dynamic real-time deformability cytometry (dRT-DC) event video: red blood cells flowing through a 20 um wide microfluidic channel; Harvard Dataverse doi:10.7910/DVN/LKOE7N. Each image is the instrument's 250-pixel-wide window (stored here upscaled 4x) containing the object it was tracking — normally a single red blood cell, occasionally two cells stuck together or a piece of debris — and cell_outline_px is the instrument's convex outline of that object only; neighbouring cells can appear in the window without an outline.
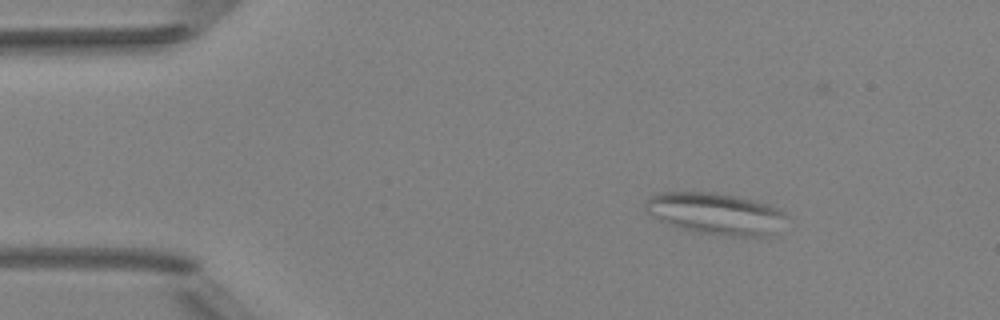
{"species": "Egyptian fruit bat (a non-hibernating species)", "species_latin": "Rousettus aegyptiacus", "temperature_condition": "room temperature", "stored_images_in_passage": 2, "camera_frame_rate_fps": 3000, "um_per_image_px": 0.085, "animal": {"sex": "female"}, "frame": {"image": 1, "passage_image": 1, "time_ms": 0.0, "image_size_px": [1000, 320], "cell_outline_px": [[784, 216], [768, 236], [732, 236], [696, 232], [668, 224], [652, 216], [644, 208], [644, 204], [652, 192], [716, 192], [736, 196], [768, 204], [780, 208], [784, 212]], "centroid_in_image_um": [60.72, 18.12], "position_along_channel_um": 24.3, "area_um2": 33.76}}